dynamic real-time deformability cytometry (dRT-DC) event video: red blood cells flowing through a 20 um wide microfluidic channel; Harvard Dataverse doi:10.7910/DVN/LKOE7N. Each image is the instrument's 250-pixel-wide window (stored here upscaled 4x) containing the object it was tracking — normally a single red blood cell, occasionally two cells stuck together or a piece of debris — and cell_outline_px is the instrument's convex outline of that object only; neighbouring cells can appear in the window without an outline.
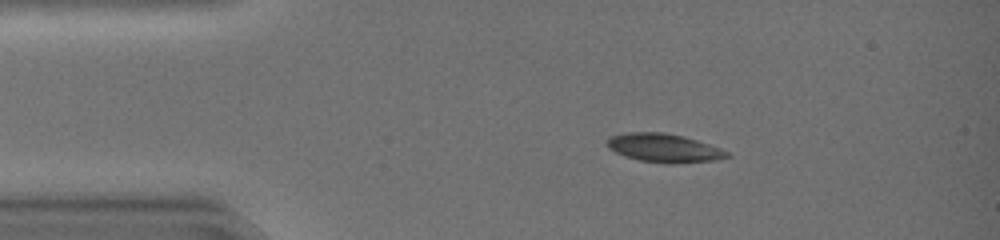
{"species": "common noctule bat (a hibernating species)", "species_latin": "Nyctalus noctula", "temperature_condition": "warm", "stored_images_in_passage": 44, "camera_frame_rate_fps": 3000, "um_per_image_px": 0.085, "animal": {"sex": "female", "body_mass_g": 19.0, "forearm_length_mm": 51.5}, "frame": {"image": 1, "passage_image": 7, "time_ms": 2.0, "image_size_px": [1000, 240], "cell_outline_px": [[728, 156], [712, 160], [640, 160], [616, 152], [608, 144], [608, 140], [612, 136], [628, 132], [664, 132], [684, 136], [696, 140], [716, 148], [724, 152]], "centroid_in_image_um": [56.33, 12.5], "position_along_channel_um": 28.7, "area_um2": 18.03}}
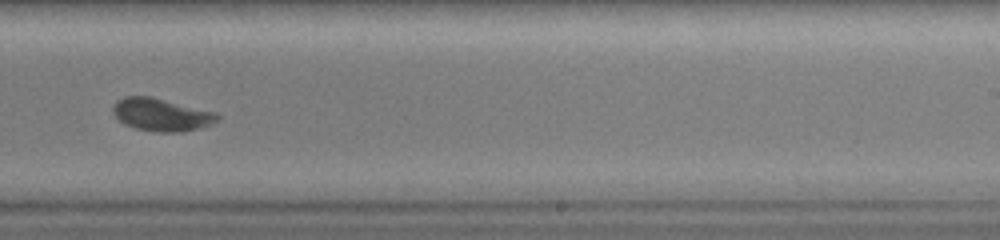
{"frame": {"image": 2, "passage_image": 28, "time_ms": 9.0, "image_size_px": [1000, 240], "cell_outline_px": [[220, 120], [212, 124], [200, 128], [180, 132], [160, 132], [136, 128], [120, 120], [112, 112], [112, 108], [124, 96], [152, 96], [216, 112], [220, 116]], "centroid_in_image_um": [13.79, 9.74], "position_along_channel_um": 275.2, "area_um2": 19.77}}
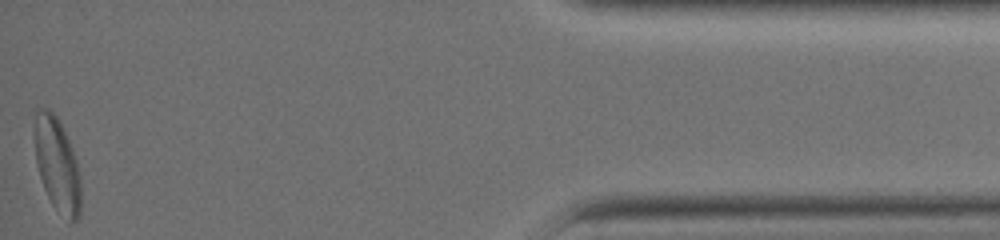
{"frame": {"image": 3, "passage_image": 44, "time_ms": 14.333, "image_size_px": [1000, 240], "cell_outline_px": [[80, 216], [76, 220], [72, 220], [56, 208], [52, 204], [44, 188], [36, 164], [32, 132], [36, 108], [48, 108], [56, 116], [72, 148], [76, 160], [80, 176]], "centroid_in_image_um": [4.81, 13.91], "position_along_channel_um": 430.4, "area_um2": 25.26}, "authors_computed_cell_mechanics": {"area_um2": 19.4786, "velocity_mm_per_s": 4.2325, "shape_relaxation_time_tau1_ms": 3.0807, "shape_relaxation_time_tau2_ms": null, "deformation_change_tau1": 0.135, "deformation_change_tau2": null}}